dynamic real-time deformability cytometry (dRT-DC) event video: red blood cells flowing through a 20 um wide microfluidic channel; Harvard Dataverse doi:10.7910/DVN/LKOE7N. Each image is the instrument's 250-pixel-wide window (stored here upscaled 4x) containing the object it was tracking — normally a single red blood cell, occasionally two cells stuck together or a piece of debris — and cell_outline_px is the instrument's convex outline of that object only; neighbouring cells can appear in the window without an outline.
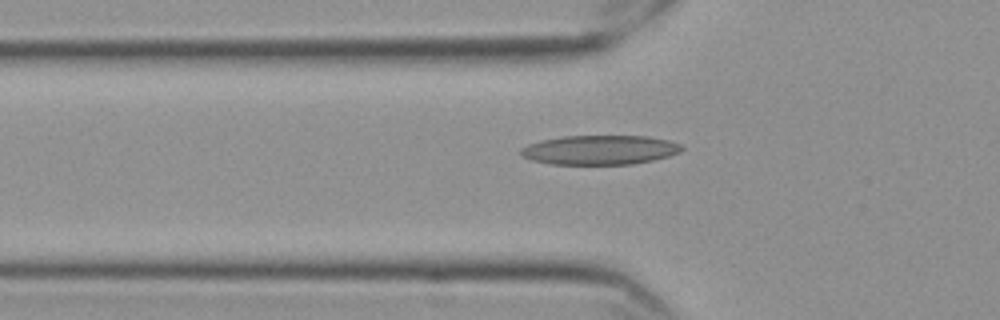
{"species": "Egyptian fruit bat (a non-hibernating species)", "species_latin": "Rousettus aegyptiacus", "temperature_condition": "cold", "stored_images_in_passage": 39, "camera_frame_rate_fps": 3000, "um_per_image_px": 0.085, "frame": {"image": 1, "passage_image": 5, "time_ms": 1.333, "image_size_px": [1000, 320], "cell_outline_px": [[684, 148], [680, 152], [668, 156], [652, 160], [632, 164], [548, 164], [532, 160], [520, 156], [520, 148], [528, 144], [540, 140], [560, 136], [648, 136], [668, 140], [680, 144]], "centroid_in_image_um": [50.94, 12.74], "position_along_channel_um": 74.9, "area_um2": 27.69}}
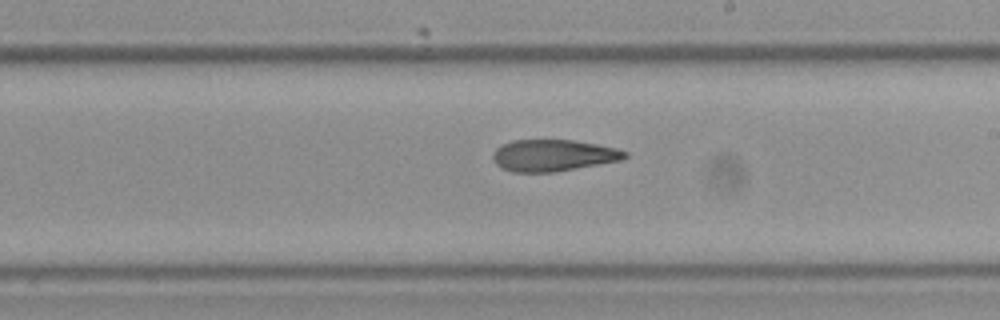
{"frame": {"image": 2, "passage_image": 19, "time_ms": 6.0, "image_size_px": [1000, 320], "cell_outline_px": [[628, 156], [620, 160], [552, 172], [512, 172], [500, 168], [496, 164], [492, 156], [492, 152], [500, 144], [512, 140], [572, 140], [596, 144], [616, 148], [628, 152]], "centroid_in_image_um": [46.96, 13.2], "position_along_channel_um": 242.0, "area_um2": 24.28}}
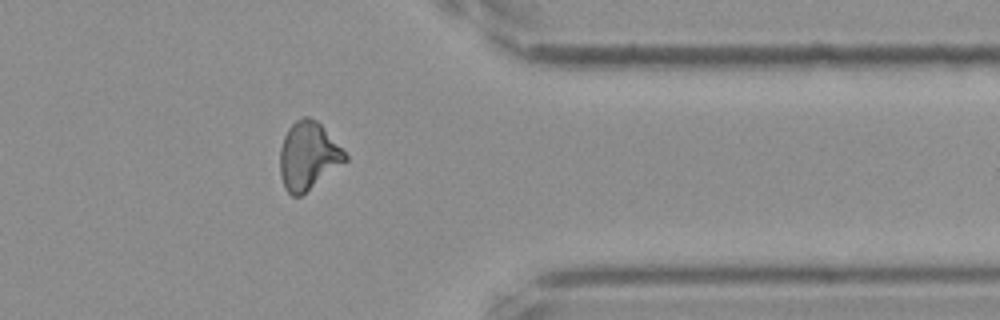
{"frame": {"image": 3, "passage_image": 32, "time_ms": 10.333, "image_size_px": [1000, 320], "cell_outline_px": [[348, 160], [300, 196], [292, 196], [284, 188], [280, 176], [280, 148], [284, 136], [288, 128], [296, 120], [304, 116], [308, 116], [316, 120], [324, 128], [348, 156]], "centroid_in_image_um": [26.17, 13.25], "position_along_channel_um": 385.2, "area_um2": 25.55}}